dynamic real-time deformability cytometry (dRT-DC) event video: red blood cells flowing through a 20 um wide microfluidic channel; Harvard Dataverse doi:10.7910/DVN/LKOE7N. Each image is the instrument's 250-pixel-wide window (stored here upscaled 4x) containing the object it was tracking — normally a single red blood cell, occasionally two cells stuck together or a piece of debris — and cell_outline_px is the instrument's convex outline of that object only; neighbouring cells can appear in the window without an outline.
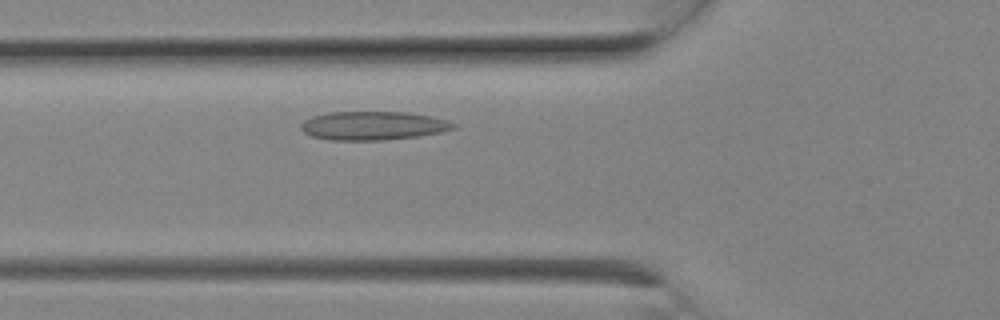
{"species": "Egyptian fruit bat (a non-hibernating species)", "species_latin": "Rousettus aegyptiacus", "temperature_condition": "room temperature", "stored_images_in_passage": 4, "camera_frame_rate_fps": 3000, "um_per_image_px": 0.085, "animal": {"sex": "female"}, "frame": {"image": 1, "passage_image": 4, "time_ms": 1.0, "image_size_px": [1000, 320], "cell_outline_px": [[456, 128], [440, 132], [416, 136], [384, 140], [328, 140], [312, 136], [304, 132], [300, 128], [300, 124], [304, 120], [312, 116], [332, 112], [408, 112], [432, 116], [448, 120], [456, 124]], "centroid_in_image_um": [31.71, 10.68], "position_along_channel_um": 94.1, "area_um2": 25.49}}